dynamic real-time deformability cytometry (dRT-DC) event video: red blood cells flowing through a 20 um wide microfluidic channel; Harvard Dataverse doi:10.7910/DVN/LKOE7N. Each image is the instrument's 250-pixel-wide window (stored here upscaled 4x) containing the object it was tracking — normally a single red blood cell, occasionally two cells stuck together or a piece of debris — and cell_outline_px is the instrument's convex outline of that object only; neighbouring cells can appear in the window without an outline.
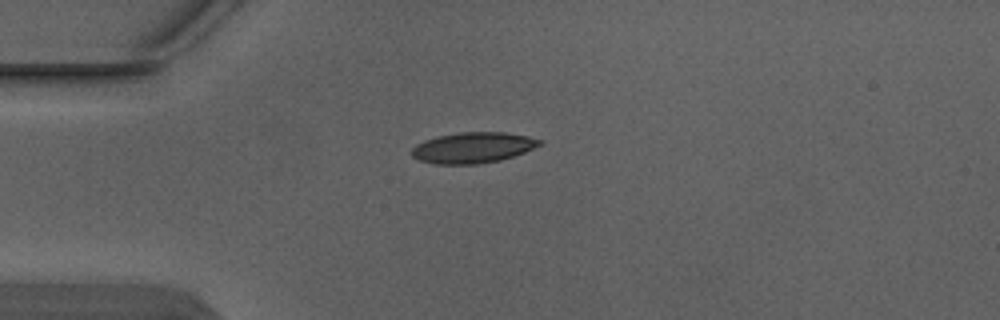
{"species": "Egyptian fruit bat (a non-hibernating species)", "species_latin": "Rousettus aegyptiacus", "temperature_condition": "warm", "stored_images_in_passage": 1, "camera_frame_rate_fps": 3000, "um_per_image_px": 0.085, "animal": {"sex": "male"}, "frame": {"image": 1, "passage_image": 1, "time_ms": 0.0, "image_size_px": [1000, 320], "cell_outline_px": [[544, 144], [524, 152], [500, 160], [476, 164], [432, 164], [420, 160], [412, 156], [412, 148], [416, 144], [424, 140], [436, 136], [460, 132], [504, 132], [528, 136], [544, 140]], "centroid_in_image_um": [40.21, 12.54], "position_along_channel_um": 44.8, "area_um2": 23.06}}